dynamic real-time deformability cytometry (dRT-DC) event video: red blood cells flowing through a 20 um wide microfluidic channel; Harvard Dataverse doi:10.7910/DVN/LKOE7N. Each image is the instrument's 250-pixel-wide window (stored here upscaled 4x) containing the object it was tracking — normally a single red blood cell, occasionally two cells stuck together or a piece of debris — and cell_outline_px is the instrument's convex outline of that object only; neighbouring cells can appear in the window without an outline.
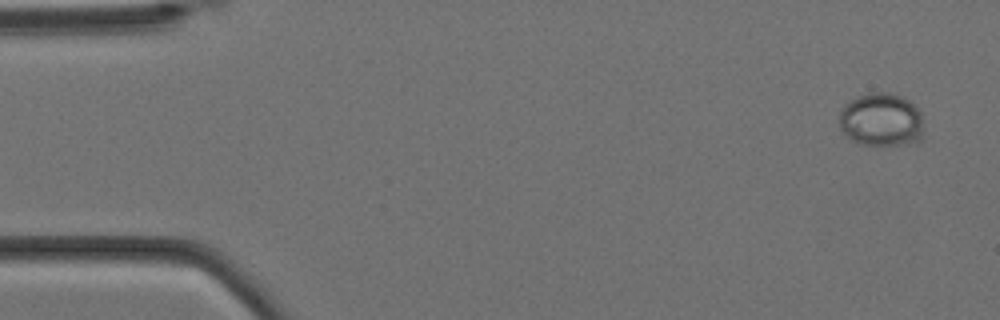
{"species": "Egyptian fruit bat (a non-hibernating species)", "species_latin": "Rousettus aegyptiacus", "temperature_condition": "cold", "stored_images_in_passage": 4, "camera_frame_rate_fps": 3000, "um_per_image_px": 0.085, "animal": {"sex": "female"}, "frame": {"image": 1, "passage_image": 1, "time_ms": 0.0, "image_size_px": [1000, 320], "cell_outline_px": [[924, 140], [908, 144], [860, 144], [844, 136], [840, 128], [840, 112], [844, 104], [868, 92], [892, 92], [908, 100], [920, 112]], "centroid_in_image_um": [74.91, 10.19], "position_along_channel_um": 10.1, "area_um2": 26.36}}